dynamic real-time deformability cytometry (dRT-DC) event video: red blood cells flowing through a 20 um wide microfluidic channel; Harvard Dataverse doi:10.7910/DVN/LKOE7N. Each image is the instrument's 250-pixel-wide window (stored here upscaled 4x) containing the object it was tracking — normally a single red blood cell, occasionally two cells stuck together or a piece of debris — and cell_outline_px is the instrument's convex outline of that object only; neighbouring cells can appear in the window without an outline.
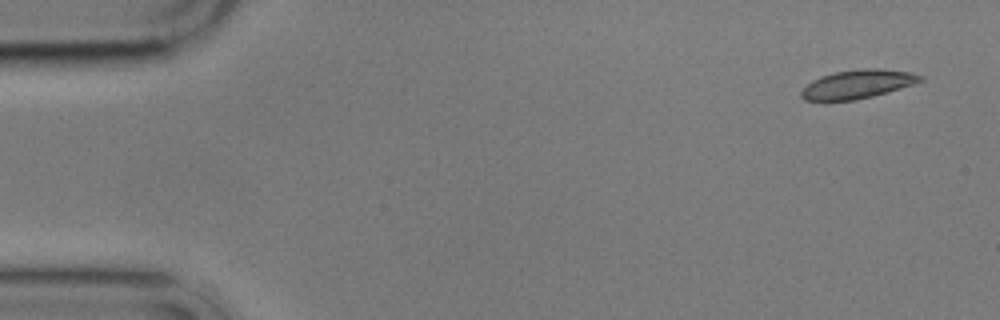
{"species": "common noctule bat (a hibernating species)", "species_latin": "Nyctalus noctula", "temperature_condition": "cold", "stored_images_in_passage": 4, "camera_frame_rate_fps": 3000, "um_per_image_px": 0.085, "animal": {"sex": "male", "body_mass_g": 17.9}, "frame": {"image": 1, "passage_image": 1, "time_ms": 0.0, "image_size_px": [1000, 320], "cell_outline_px": [[924, 80], [900, 88], [872, 96], [856, 100], [804, 100], [800, 96], [800, 92], [812, 80], [820, 76], [836, 72], [860, 68], [876, 68], [908, 72], [924, 76]], "centroid_in_image_um": [72.88, 7.15], "position_along_channel_um": 12.1, "area_um2": 19.65}}
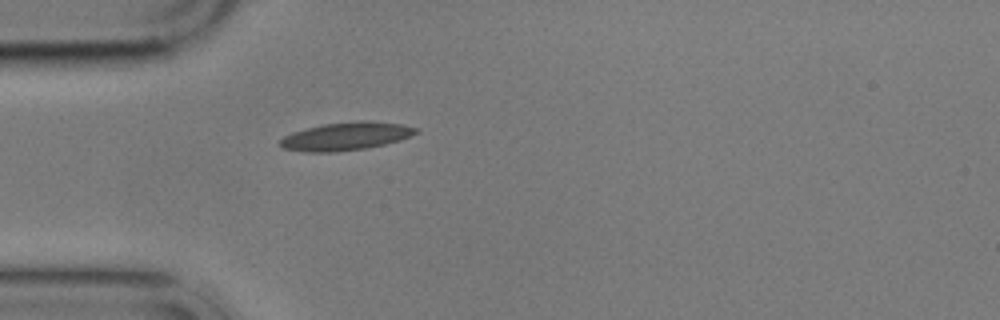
{"frame": {"image": 2, "passage_image": 4, "time_ms": 4.333, "image_size_px": [1000, 320], "cell_outline_px": [[420, 132], [400, 140], [384, 144], [364, 148], [336, 152], [304, 152], [284, 148], [280, 144], [280, 140], [284, 136], [292, 132], [324, 124], [400, 124], [416, 128]], "centroid_in_image_um": [29.33, 11.65], "position_along_channel_um": 55.7, "area_um2": 20.81}}